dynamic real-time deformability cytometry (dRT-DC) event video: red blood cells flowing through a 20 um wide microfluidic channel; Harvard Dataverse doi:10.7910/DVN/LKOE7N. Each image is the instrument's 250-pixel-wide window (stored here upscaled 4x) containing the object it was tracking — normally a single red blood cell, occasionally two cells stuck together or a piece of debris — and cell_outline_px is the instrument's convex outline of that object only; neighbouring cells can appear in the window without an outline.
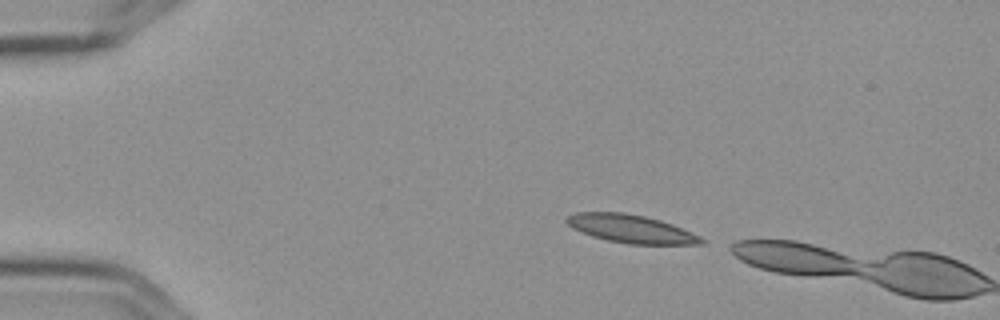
{"species": "Egyptian fruit bat (a non-hibernating species)", "species_latin": "Rousettus aegyptiacus", "temperature_condition": "cold", "stored_images_in_passage": 2, "camera_frame_rate_fps": 3000, "um_per_image_px": 0.085, "frame": {"image": 1, "passage_image": 1, "time_ms": 0.0, "image_size_px": [1000, 320], "cell_outline_px": [[704, 244], [628, 244], [608, 240], [592, 236], [580, 232], [572, 228], [564, 220], [568, 216], [576, 212], [624, 212], [644, 216], [660, 220], [672, 224], [700, 236], [704, 240]], "centroid_in_image_um": [53.61, 19.44], "position_along_channel_um": 31.4, "area_um2": 22.02}}